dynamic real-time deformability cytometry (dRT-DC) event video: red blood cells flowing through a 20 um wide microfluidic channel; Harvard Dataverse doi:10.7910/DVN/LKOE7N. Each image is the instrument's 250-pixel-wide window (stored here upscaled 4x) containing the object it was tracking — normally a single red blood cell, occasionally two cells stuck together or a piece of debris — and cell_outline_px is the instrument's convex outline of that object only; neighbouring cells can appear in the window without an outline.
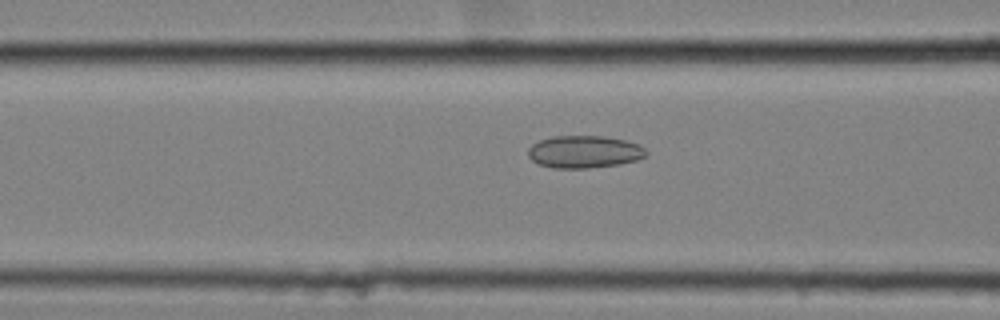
{"species": "common noctule bat (a hibernating species)", "species_latin": "Nyctalus noctula", "temperature_condition": "cold", "stored_images_in_passage": 15, "camera_frame_rate_fps": 3000, "um_per_image_px": 0.085, "animal": {"sex": "female", "body_mass_g": 25.1}, "frame": {"image": 1, "passage_image": 13, "time_ms": 4.0, "image_size_px": [1000, 320], "cell_outline_px": [[648, 152], [644, 156], [636, 160], [620, 164], [588, 168], [552, 168], [540, 164], [532, 160], [528, 156], [528, 148], [532, 144], [540, 140], [552, 136], [604, 136], [624, 140], [640, 144]], "centroid_in_image_um": [49.65, 12.9], "position_along_channel_um": 116.9, "area_um2": 22.31}}